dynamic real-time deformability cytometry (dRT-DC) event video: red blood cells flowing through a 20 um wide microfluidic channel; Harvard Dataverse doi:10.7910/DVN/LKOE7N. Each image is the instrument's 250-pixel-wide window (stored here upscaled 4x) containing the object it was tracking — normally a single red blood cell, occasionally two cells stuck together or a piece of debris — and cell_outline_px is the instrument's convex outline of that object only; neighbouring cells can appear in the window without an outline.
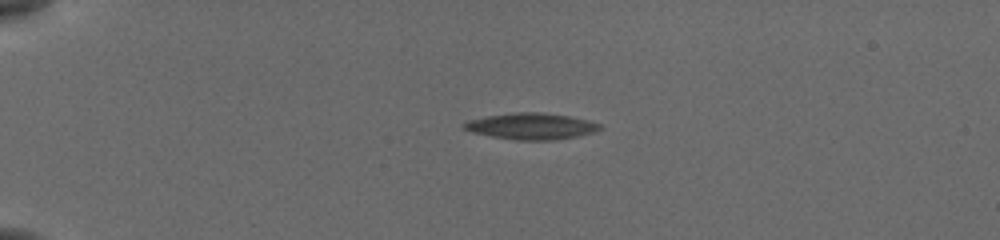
{"species": "common noctule bat (a hibernating species)", "species_latin": "Nyctalus noctula", "temperature_condition": "cold", "stored_images_in_passage": 44, "camera_frame_rate_fps": 3000, "um_per_image_px": 0.085, "animal": {"sex": "female", "body_mass_g": 19.5, "forearm_length_mm": 54.1}, "frame": {"image": 1, "passage_image": 1, "time_ms": 0.0, "image_size_px": [1000, 240], "cell_outline_px": [[600, 128], [592, 132], [576, 136], [548, 140], [520, 140], [492, 136], [472, 132], [464, 128], [464, 124], [468, 120], [488, 116], [516, 112], [540, 112], [568, 116], [600, 124]], "centroid_in_image_um": [45.11, 10.72], "position_along_channel_um": 39.9, "area_um2": 20.17}}
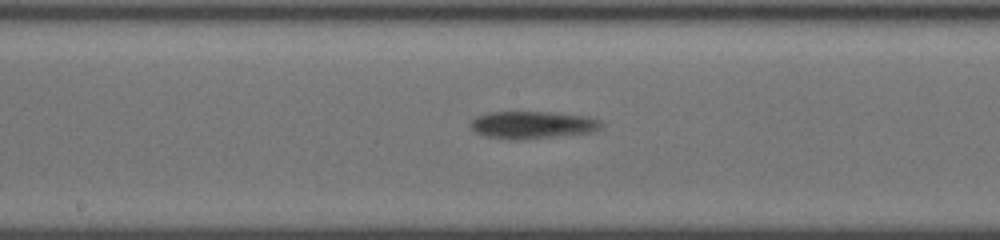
{"frame": {"image": 2, "passage_image": 19, "time_ms": 6.0, "image_size_px": [1000, 240], "cell_outline_px": [[600, 124], [596, 128], [588, 132], [548, 136], [488, 136], [476, 132], [468, 124], [472, 120], [488, 112], [552, 112], [588, 116], [600, 120]], "centroid_in_image_um": [45.25, 10.54], "position_along_channel_um": 203.0, "area_um2": 19.25}}
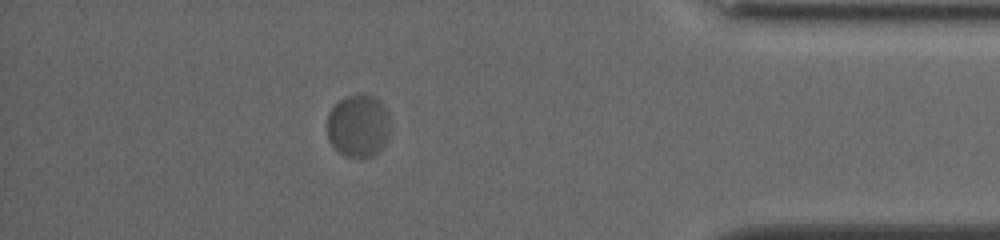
{"frame": {"image": 3, "passage_image": 38, "time_ms": 12.333, "image_size_px": [1000, 240], "cell_outline_px": [[388, 132], [384, 144], [372, 156], [344, 156], [328, 140], [328, 112], [340, 100], [348, 96], [364, 92], [380, 100], [388, 116]], "centroid_in_image_um": [30.43, 10.66], "position_along_channel_um": 404.8, "area_um2": 22.6}}